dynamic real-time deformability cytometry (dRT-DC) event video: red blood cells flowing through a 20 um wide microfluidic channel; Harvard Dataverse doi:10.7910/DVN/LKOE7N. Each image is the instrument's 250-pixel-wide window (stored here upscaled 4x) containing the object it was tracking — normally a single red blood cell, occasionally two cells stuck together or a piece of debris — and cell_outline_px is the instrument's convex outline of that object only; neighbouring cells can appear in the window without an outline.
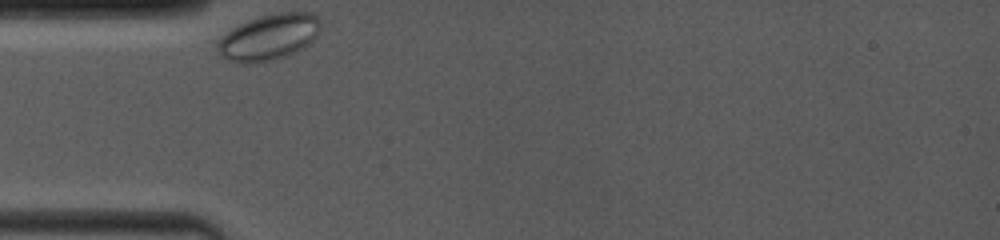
{"species": "common noctule bat (a hibernating species)", "species_latin": "Nyctalus noctula", "temperature_condition": "room temperature", "stored_images_in_passage": 16, "camera_frame_rate_fps": 4000, "um_per_image_px": 0.085, "animal": {"sex": "female", "body_mass_g": 19.0, "forearm_length_mm": 53.3}, "frame": {"image": 1, "passage_image": 1, "time_ms": 0.0, "image_size_px": [1000, 240], "cell_outline_px": [[320, 28], [316, 36], [304, 48], [288, 56], [272, 60], [228, 60], [216, 48], [216, 44], [232, 28], [248, 20], [260, 16], [280, 12], [312, 12], [320, 20]], "centroid_in_image_um": [22.93, 3.11], "position_along_channel_um": 62.1, "area_um2": 26.82}}
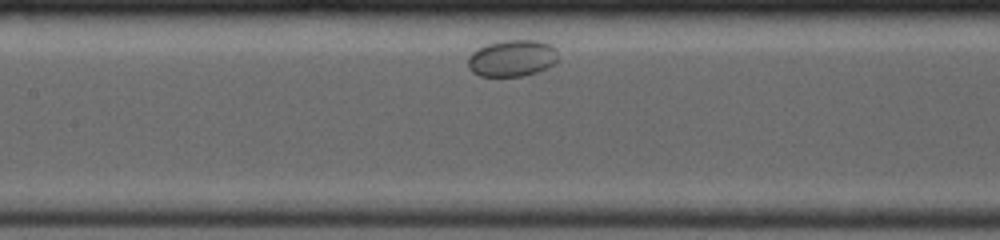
{"frame": {"image": 2, "passage_image": 9, "time_ms": 3.25, "image_size_px": [1000, 240], "cell_outline_px": [[556, 64], [548, 68], [536, 72], [520, 76], [480, 76], [472, 72], [468, 68], [468, 56], [472, 52], [488, 44], [504, 40], [540, 40], [552, 44], [556, 48]], "centroid_in_image_um": [43.55, 4.94], "position_along_channel_um": 163.9, "area_um2": 19.36}}
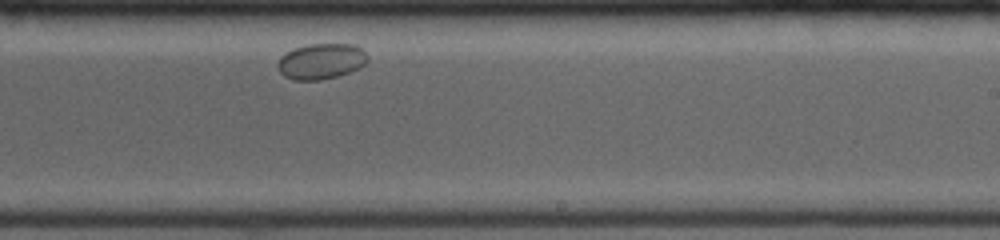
{"frame": {"image": 3, "passage_image": 16, "time_ms": 6.25, "image_size_px": [1000, 240], "cell_outline_px": [[368, 60], [364, 64], [348, 72], [336, 76], [320, 80], [296, 80], [284, 76], [280, 72], [276, 64], [280, 56], [292, 48], [308, 44], [356, 44], [368, 56]], "centroid_in_image_um": [27.25, 5.19], "position_along_channel_um": 261.7, "area_um2": 18.67}}